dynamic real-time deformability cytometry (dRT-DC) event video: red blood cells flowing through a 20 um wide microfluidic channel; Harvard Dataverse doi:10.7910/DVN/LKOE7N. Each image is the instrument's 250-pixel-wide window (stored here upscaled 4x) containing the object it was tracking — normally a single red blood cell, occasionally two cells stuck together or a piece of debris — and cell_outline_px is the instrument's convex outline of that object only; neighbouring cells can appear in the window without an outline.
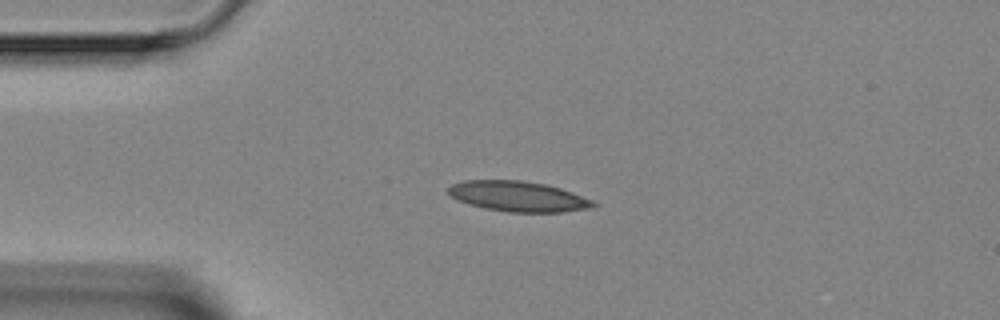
{"species": "Egyptian fruit bat (a non-hibernating species)", "species_latin": "Rousettus aegyptiacus", "temperature_condition": "room temperature", "stored_images_in_passage": 1, "camera_frame_rate_fps": 3000, "um_per_image_px": 0.085, "animal": {"sex": "female"}, "frame": {"image": 1, "passage_image": 1, "time_ms": 0.0, "image_size_px": [1000, 320], "cell_outline_px": [[600, 204], [592, 208], [560, 212], [508, 212], [484, 208], [468, 204], [452, 196], [448, 192], [448, 188], [452, 184], [464, 180], [520, 180], [544, 184], [560, 188], [572, 192], [592, 200]], "centroid_in_image_um": [44.07, 16.69], "position_along_channel_um": 40.9, "area_um2": 25.55}}